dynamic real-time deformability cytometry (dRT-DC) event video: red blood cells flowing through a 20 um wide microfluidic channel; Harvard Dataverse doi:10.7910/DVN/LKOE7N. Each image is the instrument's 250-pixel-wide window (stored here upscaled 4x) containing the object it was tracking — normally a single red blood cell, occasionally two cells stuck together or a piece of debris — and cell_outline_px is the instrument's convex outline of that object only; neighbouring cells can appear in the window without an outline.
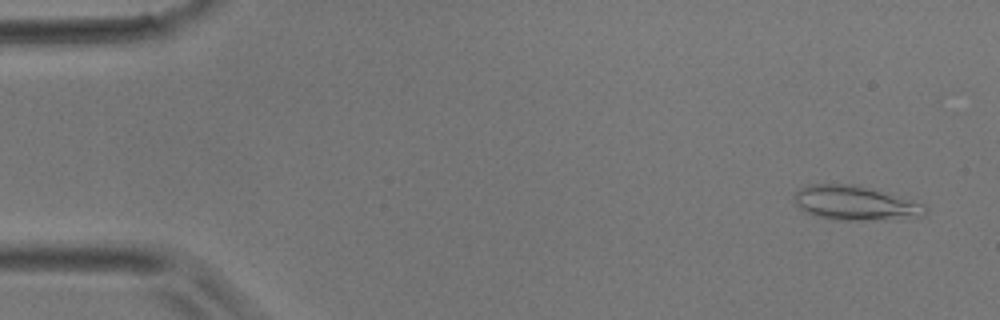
{"species": "common noctule bat (a hibernating species)", "species_latin": "Nyctalus noctula", "temperature_condition": "room temperature", "stored_images_in_passage": 4, "camera_frame_rate_fps": 3000, "um_per_image_px": 0.085, "animal": {"sex": "male", "body_mass_g": 17.9}, "frame": {"image": 1, "passage_image": 1, "time_ms": 0.0, "image_size_px": [1000, 320], "cell_outline_px": [[928, 212], [924, 216], [860, 220], [836, 220], [816, 216], [800, 208], [796, 204], [792, 196], [800, 188], [812, 184], [852, 184], [924, 204], [928, 208]], "centroid_in_image_um": [72.64, 17.26], "position_along_channel_um": 12.4, "area_um2": 25.61}}